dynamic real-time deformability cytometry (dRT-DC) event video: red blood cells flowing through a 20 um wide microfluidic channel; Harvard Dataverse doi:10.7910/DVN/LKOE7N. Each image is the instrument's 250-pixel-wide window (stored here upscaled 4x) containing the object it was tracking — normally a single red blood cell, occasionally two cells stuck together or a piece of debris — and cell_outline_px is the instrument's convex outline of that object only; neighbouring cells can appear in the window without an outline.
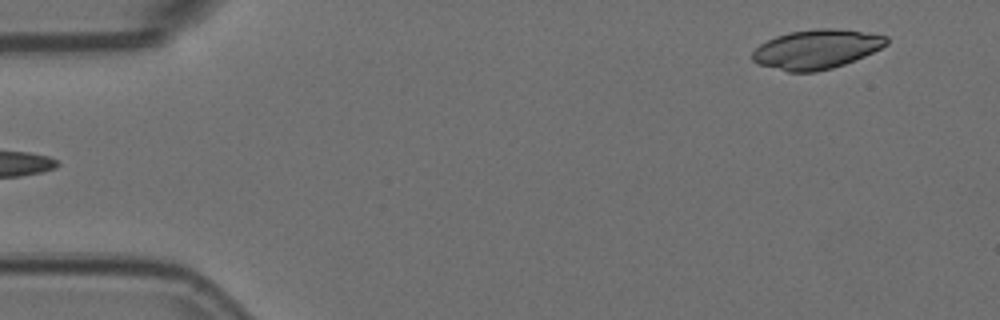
{"species": "Egyptian fruit bat (a non-hibernating species)", "species_latin": "Rousettus aegyptiacus", "temperature_condition": "room temperature", "stored_images_in_passage": 4, "camera_frame_rate_fps": 3000, "um_per_image_px": 0.085, "animal": {"sex": "female"}, "frame": {"image": 1, "passage_image": 4, "time_ms": 1.0, "image_size_px": [1000, 320], "cell_outline_px": [[888, 44], [864, 56], [844, 64], [832, 68], [816, 72], [788, 72], [756, 64], [752, 60], [752, 52], [760, 44], [776, 36], [788, 32], [816, 28], [832, 28], [888, 36]], "centroid_in_image_um": [69.35, 4.19], "position_along_channel_um": 15.6, "area_um2": 30.63}}